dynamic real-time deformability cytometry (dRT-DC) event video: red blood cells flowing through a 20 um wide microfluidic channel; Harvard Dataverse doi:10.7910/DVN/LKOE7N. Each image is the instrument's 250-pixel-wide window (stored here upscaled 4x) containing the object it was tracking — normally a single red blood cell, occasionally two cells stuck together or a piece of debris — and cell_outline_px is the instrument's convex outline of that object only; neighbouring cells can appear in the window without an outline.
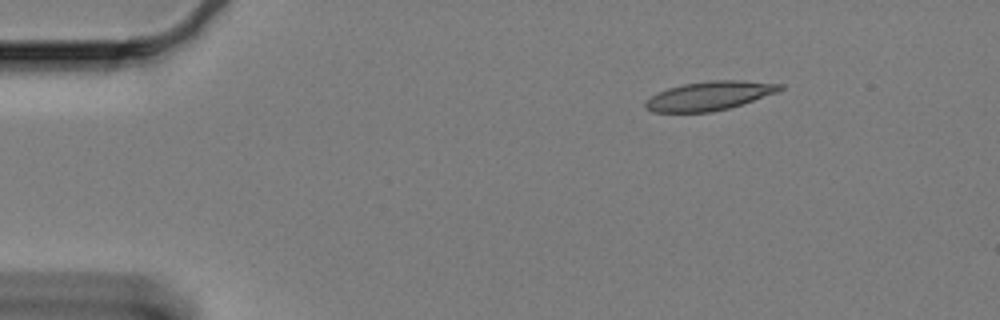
{"species": "Egyptian fruit bat (a non-hibernating species)", "species_latin": "Rousettus aegyptiacus", "temperature_condition": "cold", "stored_images_in_passage": 53, "camera_frame_rate_fps": 3000, "um_per_image_px": 0.085, "animal": {"sex": "female"}, "frame": {"image": 1, "passage_image": 1, "time_ms": 0.0, "image_size_px": [1000, 320], "cell_outline_px": [[784, 88], [776, 92], [728, 108], [712, 112], [652, 112], [644, 108], [644, 100], [656, 92], [668, 88], [684, 84], [708, 80], [744, 80], [784, 84]], "centroid_in_image_um": [60.23, 8.14], "position_along_channel_um": 24.8, "area_um2": 22.72}}
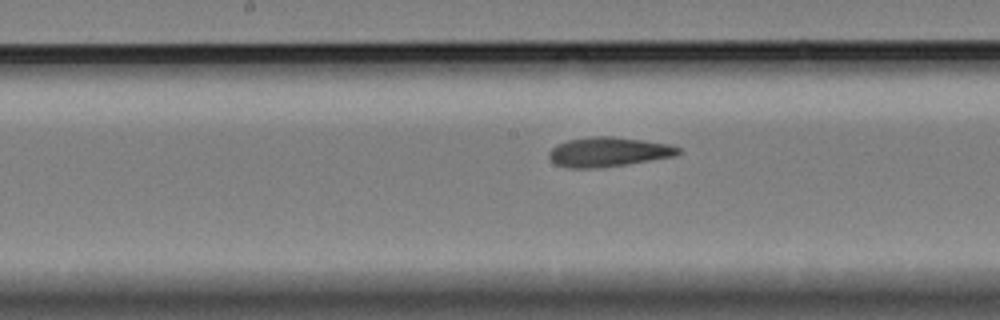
{"frame": {"image": 2, "passage_image": 23, "time_ms": 7.333, "image_size_px": [1000, 320], "cell_outline_px": [[680, 152], [676, 156], [624, 164], [592, 168], [568, 168], [556, 164], [548, 156], [548, 152], [556, 144], [568, 140], [592, 136], [612, 136], [644, 140], [672, 144], [680, 148]], "centroid_in_image_um": [51.71, 12.9], "position_along_channel_um": 196.5, "area_um2": 22.2}}
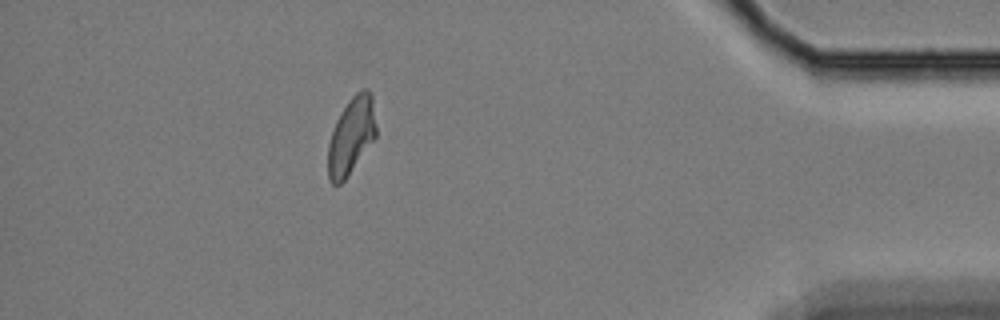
{"frame": {"image": 3, "passage_image": 46, "time_ms": 15.0, "image_size_px": [1000, 320], "cell_outline_px": [[376, 136], [344, 180], [340, 184], [332, 184], [328, 180], [328, 144], [336, 120], [340, 112], [348, 100], [356, 92], [364, 88], [368, 88], [372, 96], [376, 128]], "centroid_in_image_um": [29.84, 11.52], "position_along_channel_um": 405.4, "area_um2": 21.39}, "authors_computed_cell_mechanics": {"area_um2": 22.1952, "velocity_mm_per_s": 3.3002, "shape_relaxation_time_tau1_ms": 9.2808, "shape_relaxation_time_tau2_ms": 2.6031, "deformation_change_tau1": 0.2137, "deformation_change_tau2": 0.1023}}